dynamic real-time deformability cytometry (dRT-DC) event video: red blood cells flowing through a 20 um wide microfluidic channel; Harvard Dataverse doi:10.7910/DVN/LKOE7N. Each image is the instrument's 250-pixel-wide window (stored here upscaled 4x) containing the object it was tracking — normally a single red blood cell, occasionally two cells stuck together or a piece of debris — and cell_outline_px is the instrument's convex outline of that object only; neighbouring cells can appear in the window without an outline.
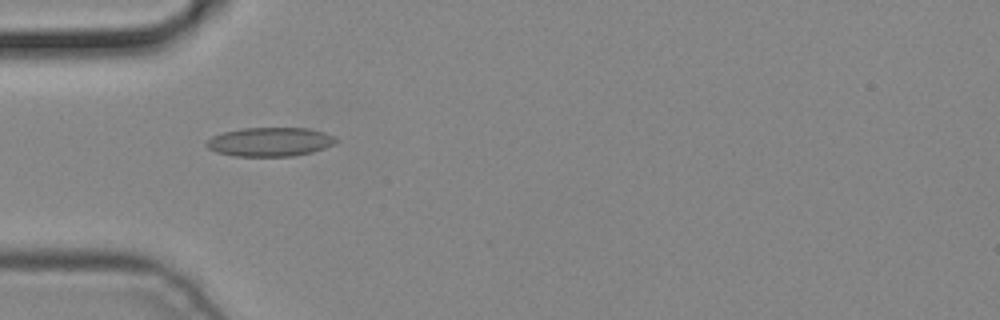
{"species": "common noctule bat (a hibernating species)", "species_latin": "Nyctalus noctula", "temperature_condition": "cold", "stored_images_in_passage": 5, "camera_frame_rate_fps": 3000, "um_per_image_px": 0.085, "animal": {"sex": "male", "body_mass_g": 19.2, "forearm_length_mm": 51.8}, "frame": {"image": 1, "passage_image": 4, "time_ms": 1.0, "image_size_px": [1000, 320], "cell_outline_px": [[336, 144], [312, 152], [292, 156], [236, 156], [216, 152], [208, 148], [204, 144], [212, 136], [224, 132], [244, 128], [308, 128], [324, 132], [332, 136], [336, 140]], "centroid_in_image_um": [22.94, 12.06], "position_along_channel_um": 62.1, "area_um2": 21.73}}
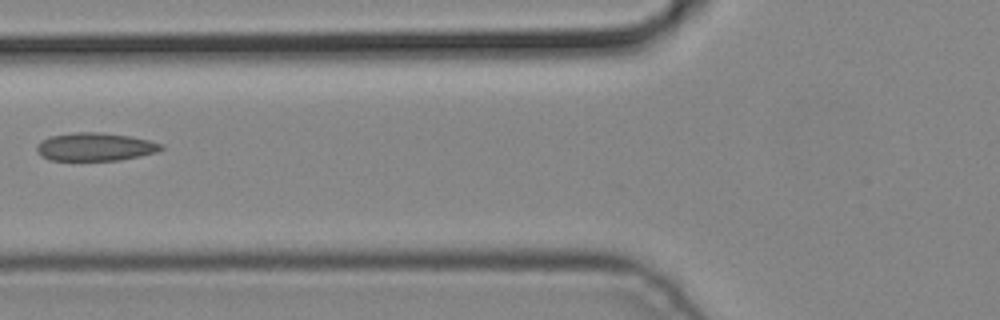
{"frame": {"image": 2, "passage_image": 5, "time_ms": 1.333, "image_size_px": [1000, 320], "cell_outline_px": [[164, 148], [156, 152], [140, 156], [120, 160], [48, 160], [40, 156], [36, 148], [40, 140], [52, 136], [76, 132], [100, 132], [132, 136], [164, 144]], "centroid_in_image_um": [8.1, 12.48], "position_along_channel_um": 117.7, "area_um2": 20.46}}